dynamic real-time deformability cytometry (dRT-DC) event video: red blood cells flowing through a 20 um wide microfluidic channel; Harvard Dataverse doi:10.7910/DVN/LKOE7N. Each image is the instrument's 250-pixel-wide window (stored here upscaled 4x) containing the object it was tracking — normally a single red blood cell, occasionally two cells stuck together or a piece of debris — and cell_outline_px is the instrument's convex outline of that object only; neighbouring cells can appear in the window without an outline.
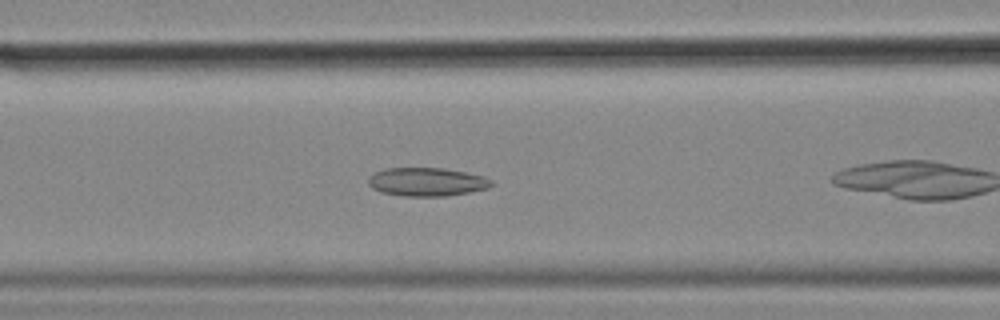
{"species": "common noctule bat (a hibernating species)", "species_latin": "Nyctalus noctula", "temperature_condition": "cold", "stored_images_in_passage": 26, "camera_frame_rate_fps": 3000, "um_per_image_px": 0.085, "animal": {"sex": "female", "body_mass_g": 18.4}, "frame": {"image": 1, "passage_image": 8, "time_ms": 2.333, "image_size_px": [1000, 320], "cell_outline_px": [[492, 184], [488, 188], [468, 192], [444, 196], [404, 196], [380, 192], [372, 188], [368, 184], [368, 176], [384, 168], [444, 168], [484, 176], [492, 180]], "centroid_in_image_um": [36.24, 15.45], "position_along_channel_um": 130.4, "area_um2": 20.4}}